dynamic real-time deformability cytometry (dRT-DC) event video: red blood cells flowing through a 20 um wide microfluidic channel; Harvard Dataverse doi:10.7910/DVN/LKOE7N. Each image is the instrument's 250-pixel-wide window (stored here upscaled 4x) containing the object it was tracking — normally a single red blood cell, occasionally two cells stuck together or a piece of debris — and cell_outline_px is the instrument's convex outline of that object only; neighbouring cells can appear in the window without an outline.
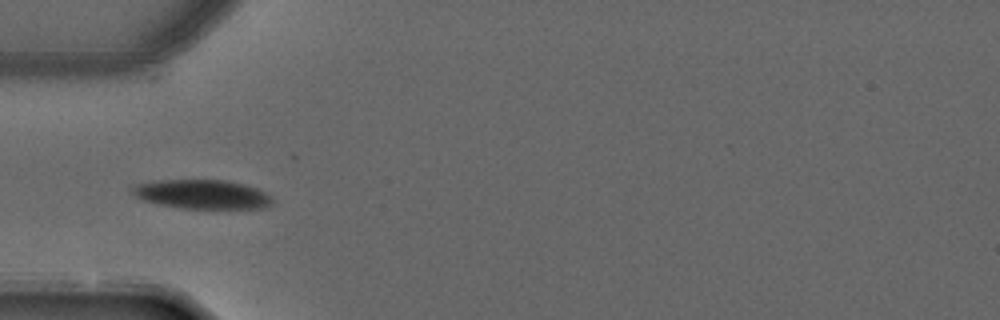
{"species": "common noctule bat (a hibernating species)", "species_latin": "Nyctalus noctula", "temperature_condition": "warm", "stored_images_in_passage": 4, "camera_frame_rate_fps": 3000, "um_per_image_px": 0.085, "animal": {"sex": "male", "forearm_length_mm": 52.5}, "frame": {"image": 1, "passage_image": 4, "time_ms": 1.0, "image_size_px": [1000, 320], "cell_outline_px": [[272, 204], [260, 208], [184, 208], [160, 204], [144, 200], [136, 196], [128, 188], [136, 184], [160, 180], [228, 180], [244, 184], [256, 188], [272, 196]], "centroid_in_image_um": [17.18, 16.5], "position_along_channel_um": 67.8, "area_um2": 23.58}}